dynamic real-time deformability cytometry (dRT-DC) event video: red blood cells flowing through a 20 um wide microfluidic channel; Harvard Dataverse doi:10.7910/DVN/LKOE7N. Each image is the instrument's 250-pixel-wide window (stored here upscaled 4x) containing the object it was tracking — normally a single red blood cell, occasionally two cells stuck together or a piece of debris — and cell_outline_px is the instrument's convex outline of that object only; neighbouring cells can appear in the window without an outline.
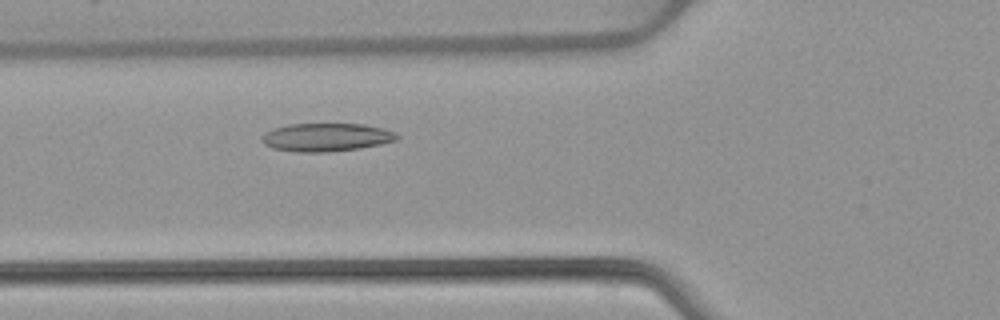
{"species": "common noctule bat (a hibernating species)", "species_latin": "Nyctalus noctula", "temperature_condition": "warm", "stored_images_in_passage": 43, "camera_frame_rate_fps": 3000, "um_per_image_px": 0.085, "animal": {"sex": "female", "body_mass_g": 22.7, "forearm_length_mm": 54.2}, "frame": {"image": 1, "passage_image": 14, "time_ms": 4.333, "image_size_px": [1000, 320], "cell_outline_px": [[400, 136], [396, 140], [380, 144], [360, 148], [324, 152], [296, 152], [272, 148], [264, 144], [260, 140], [260, 136], [272, 128], [288, 124], [364, 124], [384, 128], [396, 132]], "centroid_in_image_um": [27.71, 11.66], "position_along_channel_um": 98.1, "area_um2": 22.37}}
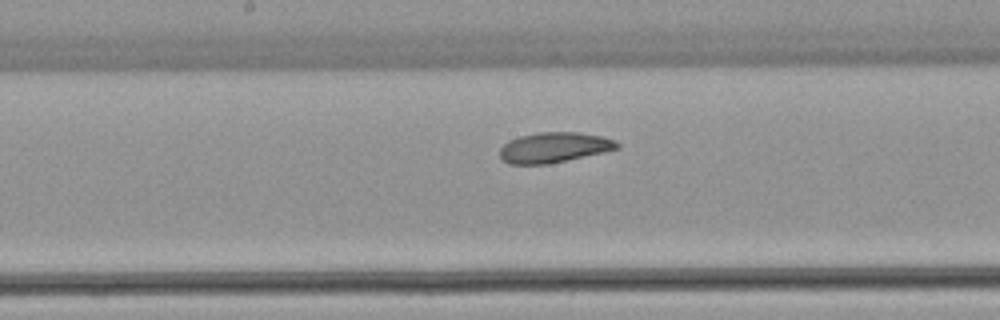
{"frame": {"image": 2, "passage_image": 22, "time_ms": 7.0, "image_size_px": [1000, 320], "cell_outline_px": [[620, 148], [604, 152], [548, 164], [508, 164], [500, 156], [500, 148], [508, 140], [520, 136], [536, 132], [580, 132], [600, 136], [612, 140], [620, 144]], "centroid_in_image_um": [47.07, 12.53], "position_along_channel_um": 201.1, "area_um2": 20.63}}
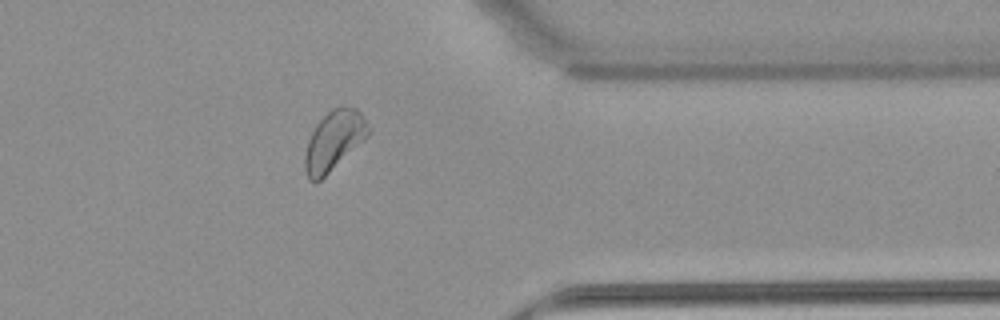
{"frame": {"image": 3, "passage_image": 37, "time_ms": 12.0, "image_size_px": [1000, 320], "cell_outline_px": [[372, 132], [368, 136], [316, 184], [308, 180], [304, 168], [304, 156], [308, 140], [316, 124], [332, 108], [340, 104], [344, 104], [356, 108], [360, 112]], "centroid_in_image_um": [28.37, 11.94], "position_along_channel_um": 383.0, "area_um2": 22.14}, "authors_computed_cell_mechanics": {"area_um2": 21.8484, "velocity_mm_per_s": 3.8571, "shape_relaxation_time_tau1_ms": 4.6379, "shape_relaxation_time_tau2_ms": 7.0678, "deformation_change_tau1": 0.1161, "deformation_change_tau2": 0.1458}}